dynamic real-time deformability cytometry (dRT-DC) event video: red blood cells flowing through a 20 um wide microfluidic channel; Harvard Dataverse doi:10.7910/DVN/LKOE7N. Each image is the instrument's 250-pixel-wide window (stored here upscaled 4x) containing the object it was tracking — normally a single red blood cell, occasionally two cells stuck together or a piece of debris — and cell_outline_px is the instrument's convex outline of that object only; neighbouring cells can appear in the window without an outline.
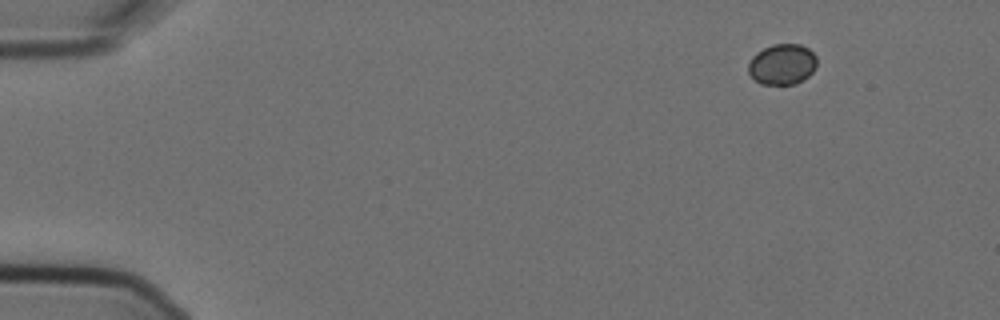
{"species": "Egyptian fruit bat (a non-hibernating species)", "species_latin": "Rousettus aegyptiacus", "temperature_condition": "cold", "stored_images_in_passage": 6, "segment_of_instrument_passage": [2, 2], "camera_frame_rate_fps": 3000, "um_per_image_px": 0.085, "animal": {"sex": "female"}, "frame": {"image": 1, "passage_image": 6, "time_ms": 1.667, "image_size_px": [1000, 320], "cell_outline_px": [[816, 68], [808, 76], [796, 84], [760, 84], [748, 72], [748, 64], [752, 56], [756, 52], [772, 44], [800, 44], [808, 48], [816, 56]], "centroid_in_image_um": [66.48, 5.46], "position_along_channel_um": 18.5, "area_um2": 16.3}}